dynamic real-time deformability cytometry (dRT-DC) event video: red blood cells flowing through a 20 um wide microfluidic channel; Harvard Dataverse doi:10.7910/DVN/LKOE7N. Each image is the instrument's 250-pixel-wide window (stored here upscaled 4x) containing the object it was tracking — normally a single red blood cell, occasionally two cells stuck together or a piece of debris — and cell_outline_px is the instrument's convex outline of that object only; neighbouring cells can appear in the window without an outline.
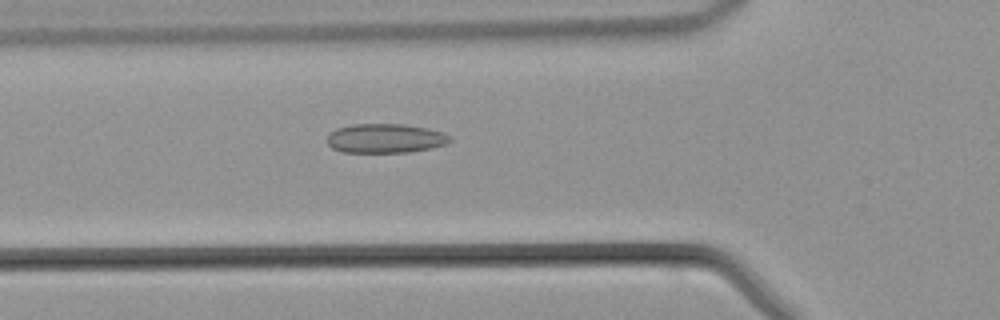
{"species": "common noctule bat (a hibernating species)", "species_latin": "Nyctalus noctula", "temperature_condition": "warm", "stored_images_in_passage": 25, "camera_frame_rate_fps": 3000, "um_per_image_px": 0.085, "animal": {"sex": "male", "body_mass_g": 21.5, "forearm_length_mm": 52.0}, "frame": {"image": 1, "passage_image": 2, "time_ms": 0.333, "image_size_px": [1000, 320], "cell_outline_px": [[452, 140], [444, 144], [432, 148], [412, 152], [340, 152], [332, 148], [328, 144], [328, 136], [336, 128], [352, 124], [404, 124], [428, 128], [444, 132], [452, 136]], "centroid_in_image_um": [32.79, 11.76], "position_along_channel_um": 93.0, "area_um2": 21.1}}
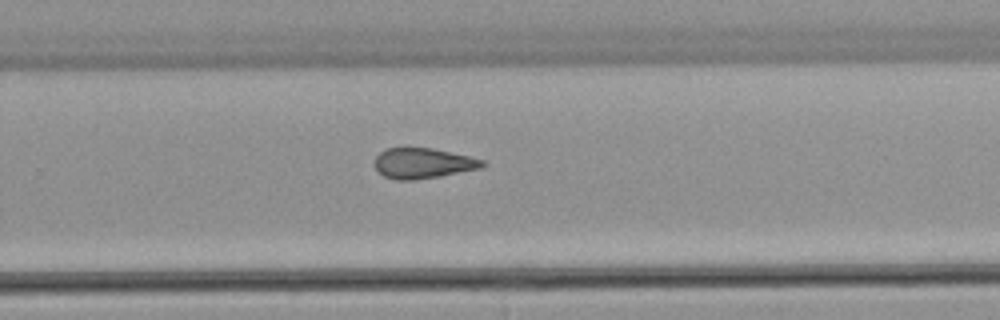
{"frame": {"image": 2, "passage_image": 15, "time_ms": 4.667, "image_size_px": [1000, 320], "cell_outline_px": [[488, 164], [480, 168], [440, 176], [412, 180], [396, 180], [384, 176], [376, 168], [376, 156], [380, 152], [388, 148], [404, 144], [432, 148], [488, 160]], "centroid_in_image_um": [35.97, 13.83], "position_along_channel_um": 293.8, "area_um2": 19.65}}
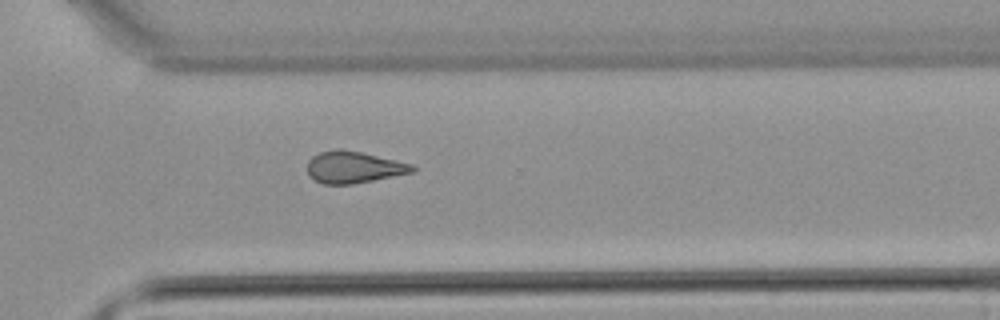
{"frame": {"image": 3, "passage_image": 18, "time_ms": 5.667, "image_size_px": [1000, 320], "cell_outline_px": [[416, 168], [412, 172], [352, 184], [324, 184], [312, 180], [308, 176], [308, 160], [312, 156], [320, 152], [360, 152], [396, 160], [412, 164]], "centroid_in_image_um": [30.04, 14.25], "position_along_channel_um": 340.6, "area_um2": 18.73}}